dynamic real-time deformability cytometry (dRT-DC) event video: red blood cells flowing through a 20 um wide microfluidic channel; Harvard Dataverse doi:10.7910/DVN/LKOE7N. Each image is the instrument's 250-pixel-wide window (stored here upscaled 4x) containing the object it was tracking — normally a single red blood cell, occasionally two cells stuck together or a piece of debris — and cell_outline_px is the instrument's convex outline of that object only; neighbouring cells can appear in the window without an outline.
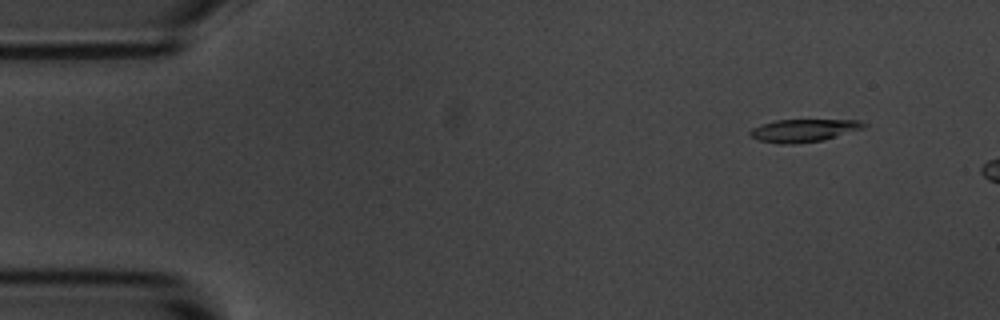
{"species": "common noctule bat (a hibernating species)", "species_latin": "Nyctalus noctula", "temperature_condition": "room temperature", "stored_images_in_passage": 4, "camera_frame_rate_fps": 3000, "um_per_image_px": 0.085, "animal": {"sex": "male", "body_mass_g": 20.1, "forearm_length_mm": 53.5}, "frame": {"image": 1, "passage_image": 2, "time_ms": 0.333, "image_size_px": [1000, 320], "cell_outline_px": [[868, 124], [864, 128], [824, 140], [792, 144], [780, 144], [760, 140], [752, 136], [748, 132], [752, 128], [760, 124], [776, 120], [860, 120]], "centroid_in_image_um": [68.32, 11.08], "position_along_channel_um": 16.7, "area_um2": 15.03}}